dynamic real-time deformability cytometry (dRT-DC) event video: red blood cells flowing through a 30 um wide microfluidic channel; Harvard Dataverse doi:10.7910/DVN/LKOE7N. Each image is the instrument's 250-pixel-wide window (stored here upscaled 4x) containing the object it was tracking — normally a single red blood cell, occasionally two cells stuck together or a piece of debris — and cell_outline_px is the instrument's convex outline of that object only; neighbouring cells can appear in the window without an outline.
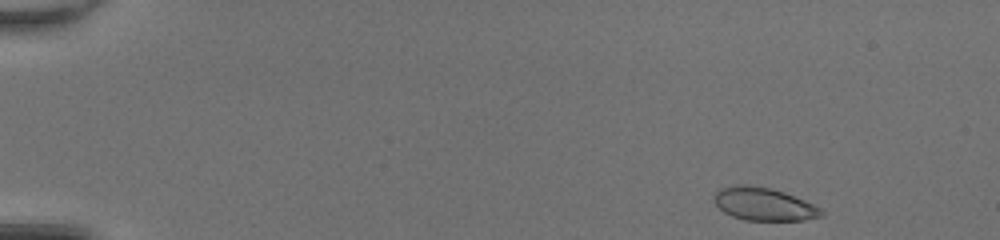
{"species": "common noctule bat (a hibernating species)", "species_latin": "Nyctalus noctula", "temperature_condition": "room temperature", "stored_images_in_passage": 45, "camera_frame_rate_fps": 3000, "um_per_image_px": 0.085, "animal": {"sex": "female", "body_mass_g": 20.0, "forearm_length_mm": 54.0}, "frame": {"image": 1, "passage_image": 1, "time_ms": 0.0, "image_size_px": [1000, 240], "cell_outline_px": [[824, 216], [804, 220], [744, 220], [732, 216], [724, 212], [716, 204], [712, 196], [720, 188], [732, 184], [748, 184], [768, 188], [784, 192], [804, 200], [820, 208], [824, 212]], "centroid_in_image_um": [64.9, 17.34], "position_along_channel_um": 20.1, "area_um2": 20.63}}
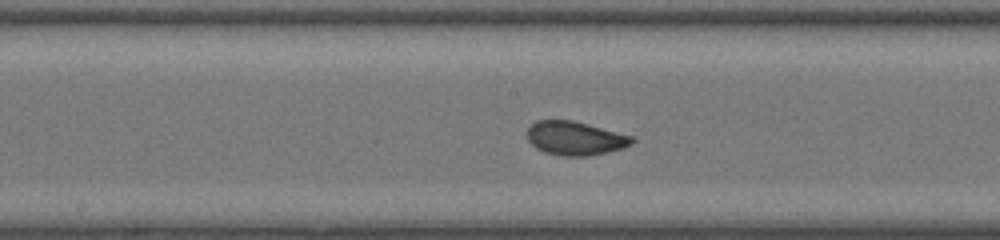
{"frame": {"image": 2, "passage_image": 23, "time_ms": 7.333, "image_size_px": [1000, 240], "cell_outline_px": [[636, 140], [632, 144], [624, 148], [608, 152], [588, 156], [560, 156], [544, 152], [536, 148], [528, 140], [528, 128], [536, 120], [572, 120], [588, 124], [632, 136]], "centroid_in_image_um": [48.9, 11.76], "position_along_channel_um": 199.3, "area_um2": 20.69}}
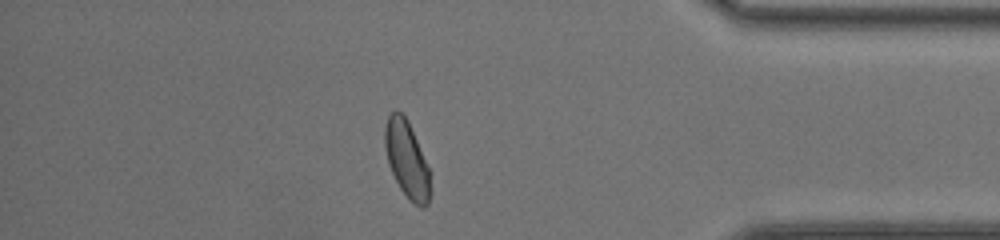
{"frame": {"image": 3, "passage_image": 39, "time_ms": 12.667, "image_size_px": [1000, 240], "cell_outline_px": [[432, 192], [428, 204], [424, 208], [420, 208], [408, 200], [400, 188], [388, 164], [384, 144], [384, 128], [388, 116], [396, 108], [408, 120], [428, 168], [432, 188]], "centroid_in_image_um": [34.58, 13.6], "position_along_channel_um": 400.6, "area_um2": 20.46}, "authors_computed_cell_mechanics": {"area_um2": 20.7502, "velocity_mm_per_s": 4.2571, "shape_relaxation_time_tau1_ms": 4.0768, "shape_relaxation_time_tau2_ms": 0.7541, "deformation_change_tau1": 0.1289, "deformation_change_tau2": 0.0518}}